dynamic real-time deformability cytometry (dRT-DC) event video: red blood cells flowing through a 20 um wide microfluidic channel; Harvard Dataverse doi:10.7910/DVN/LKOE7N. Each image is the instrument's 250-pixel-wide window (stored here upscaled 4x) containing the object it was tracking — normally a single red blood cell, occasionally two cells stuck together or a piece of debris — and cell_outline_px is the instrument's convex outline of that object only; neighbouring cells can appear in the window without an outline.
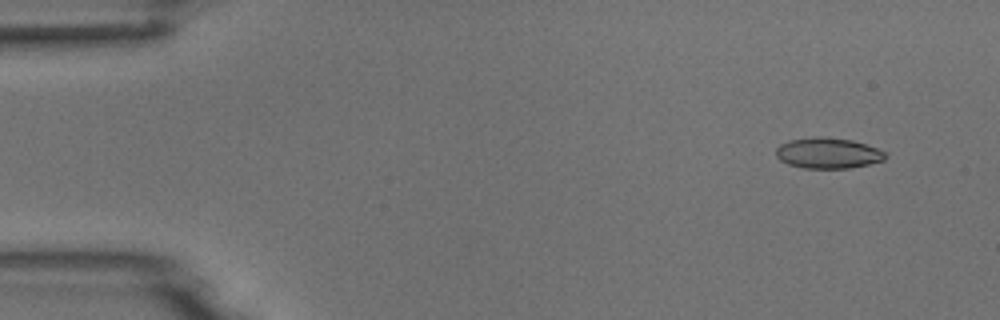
{"species": "common noctule bat (a hibernating species)", "species_latin": "Nyctalus noctula", "temperature_condition": "room temperature", "stored_images_in_passage": 4, "camera_frame_rate_fps": 3000, "um_per_image_px": 0.085, "animal": {"sex": "male", "body_mass_g": 18.8}, "frame": {"image": 1, "passage_image": 1, "time_ms": 0.0, "image_size_px": [1000, 320], "cell_outline_px": [[888, 156], [884, 160], [868, 164], [848, 168], [804, 168], [788, 164], [780, 160], [776, 156], [776, 148], [780, 144], [788, 140], [816, 136], [820, 136], [852, 140], [888, 152]], "centroid_in_image_um": [70.37, 13.01], "position_along_channel_um": 14.6, "area_um2": 19.65}}
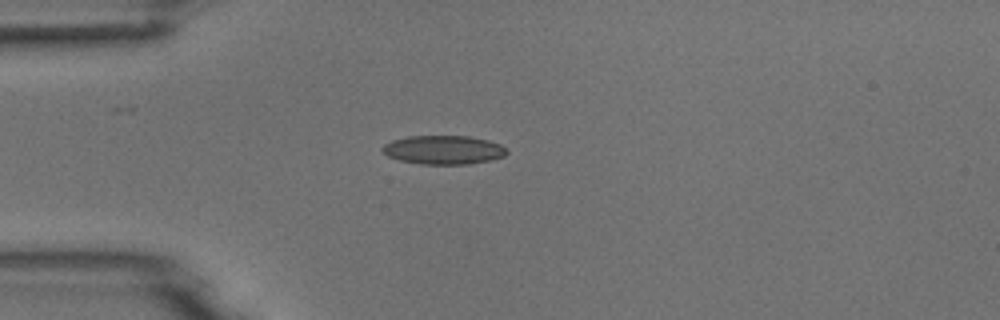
{"frame": {"image": 2, "passage_image": 4, "time_ms": 1.0, "image_size_px": [1000, 320], "cell_outline_px": [[508, 152], [504, 156], [488, 160], [468, 164], [420, 164], [400, 160], [388, 156], [380, 148], [384, 144], [392, 140], [408, 136], [468, 136], [488, 140], [500, 144]], "centroid_in_image_um": [37.67, 12.73], "position_along_channel_um": 47.3, "area_um2": 20.75}}